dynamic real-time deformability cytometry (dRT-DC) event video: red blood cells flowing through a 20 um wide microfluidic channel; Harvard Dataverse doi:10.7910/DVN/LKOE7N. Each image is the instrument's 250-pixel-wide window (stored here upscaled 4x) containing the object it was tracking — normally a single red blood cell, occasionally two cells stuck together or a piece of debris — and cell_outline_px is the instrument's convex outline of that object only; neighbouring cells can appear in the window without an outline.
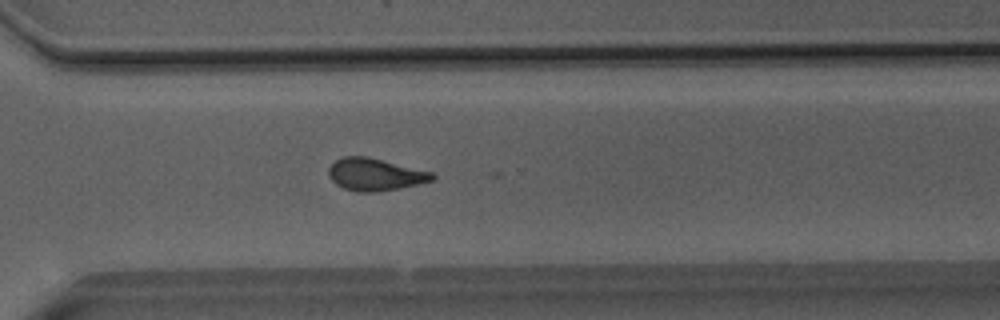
{"species": "Egyptian fruit bat (a non-hibernating species)", "species_latin": "Rousettus aegyptiacus", "temperature_condition": "room temperature", "stored_images_in_passage": 38, "camera_frame_rate_fps": 3000, "um_per_image_px": 0.085, "animal": {"sex": "male"}, "frame": {"image": 1, "passage_image": 23, "time_ms": 7.333, "image_size_px": [1000, 320], "cell_outline_px": [[436, 176], [432, 180], [400, 188], [376, 192], [360, 192], [344, 188], [336, 184], [328, 176], [328, 168], [336, 160], [344, 156], [364, 156], [432, 172]], "centroid_in_image_um": [31.84, 14.83], "position_along_channel_um": 338.8, "area_um2": 19.19}}
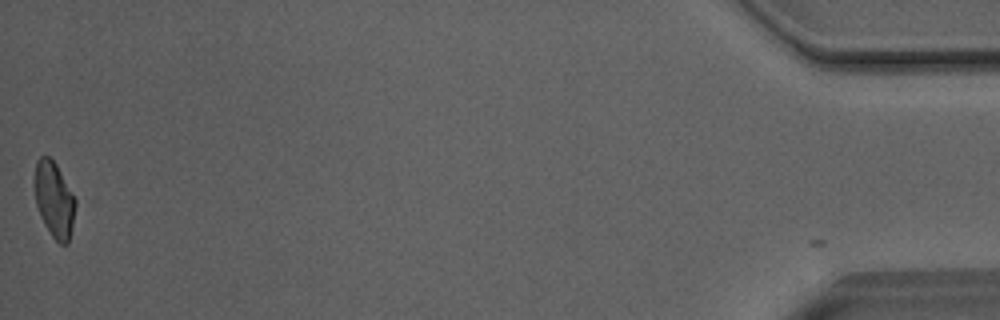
{"frame": {"image": 2, "passage_image": 37, "time_ms": 12.0, "image_size_px": [1000, 320], "cell_outline_px": [[76, 204], [72, 228], [68, 244], [60, 244], [52, 236], [44, 224], [40, 216], [36, 204], [32, 184], [36, 160], [40, 156], [48, 156], [56, 164], [76, 200]], "centroid_in_image_um": [4.57, 16.95], "position_along_channel_um": 430.6, "area_um2": 18.26}}